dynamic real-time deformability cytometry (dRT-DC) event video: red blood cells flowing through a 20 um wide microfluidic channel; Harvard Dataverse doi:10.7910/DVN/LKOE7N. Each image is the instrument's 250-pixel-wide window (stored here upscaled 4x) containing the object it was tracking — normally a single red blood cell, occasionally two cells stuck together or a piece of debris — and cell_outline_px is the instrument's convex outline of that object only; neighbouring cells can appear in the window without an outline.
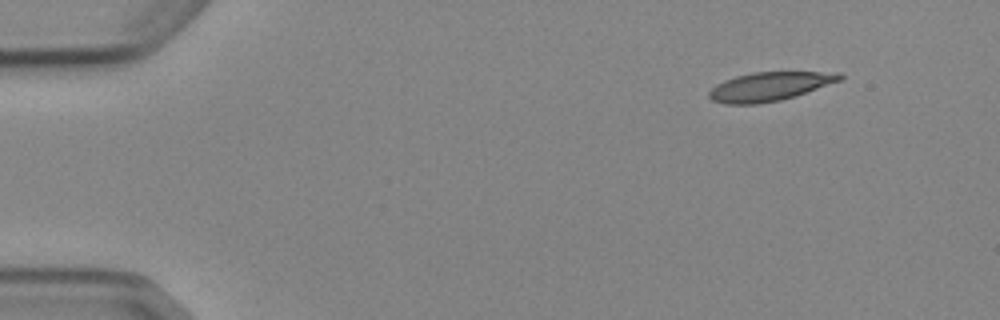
{"species": "Egyptian fruit bat (a non-hibernating species)", "species_latin": "Rousettus aegyptiacus", "temperature_condition": "cold", "stored_images_in_passage": 6, "camera_frame_rate_fps": 3000, "um_per_image_px": 0.085, "animal": {"sex": "female"}, "frame": {"image": 1, "passage_image": 1, "time_ms": 0.0, "image_size_px": [1000, 320], "cell_outline_px": [[844, 76], [840, 80], [780, 100], [756, 104], [724, 104], [712, 100], [708, 96], [708, 92], [716, 84], [724, 80], [736, 76], [752, 72], [840, 72]], "centroid_in_image_um": [65.35, 7.34], "position_along_channel_um": 19.7, "area_um2": 21.62}}
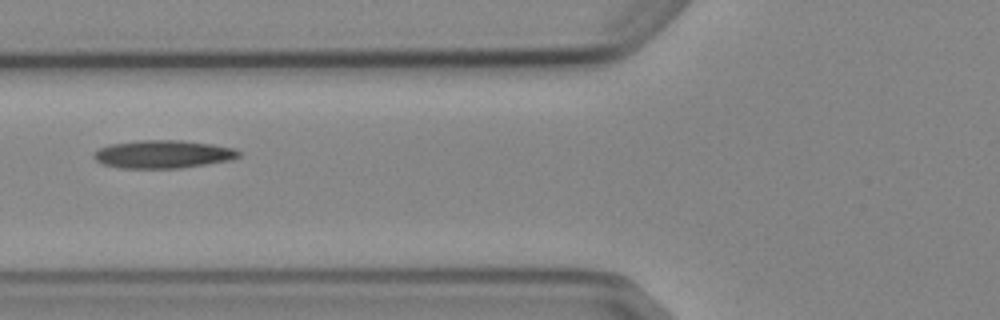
{"frame": {"image": 2, "passage_image": 5, "time_ms": 5.0, "image_size_px": [1000, 320], "cell_outline_px": [[240, 156], [232, 160], [180, 168], [120, 168], [100, 164], [92, 156], [92, 152], [108, 144], [140, 140], [180, 140], [212, 144], [232, 148], [240, 152]], "centroid_in_image_um": [13.8, 13.11], "position_along_channel_um": 112.0, "area_um2": 23.81}}
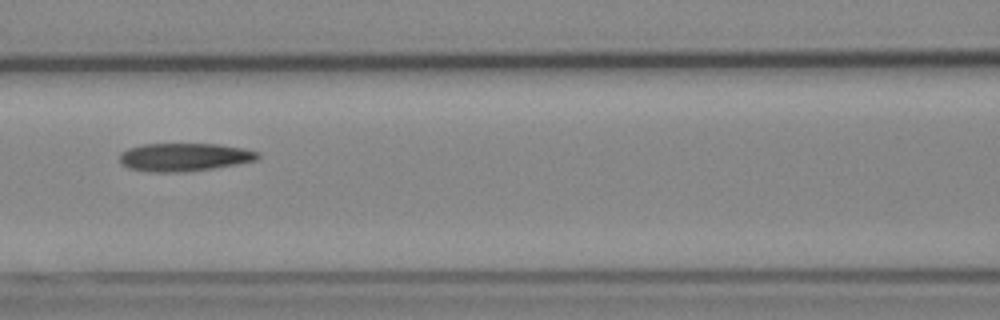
{"frame": {"image": 3, "passage_image": 6, "time_ms": 6.0, "image_size_px": [1000, 320], "cell_outline_px": [[260, 156], [256, 160], [236, 164], [212, 168], [184, 172], [148, 172], [128, 168], [120, 164], [120, 152], [128, 148], [144, 144], [220, 144], [244, 148], [260, 152]], "centroid_in_image_um": [15.64, 13.35], "position_along_channel_um": 151.0, "area_um2": 22.77}}